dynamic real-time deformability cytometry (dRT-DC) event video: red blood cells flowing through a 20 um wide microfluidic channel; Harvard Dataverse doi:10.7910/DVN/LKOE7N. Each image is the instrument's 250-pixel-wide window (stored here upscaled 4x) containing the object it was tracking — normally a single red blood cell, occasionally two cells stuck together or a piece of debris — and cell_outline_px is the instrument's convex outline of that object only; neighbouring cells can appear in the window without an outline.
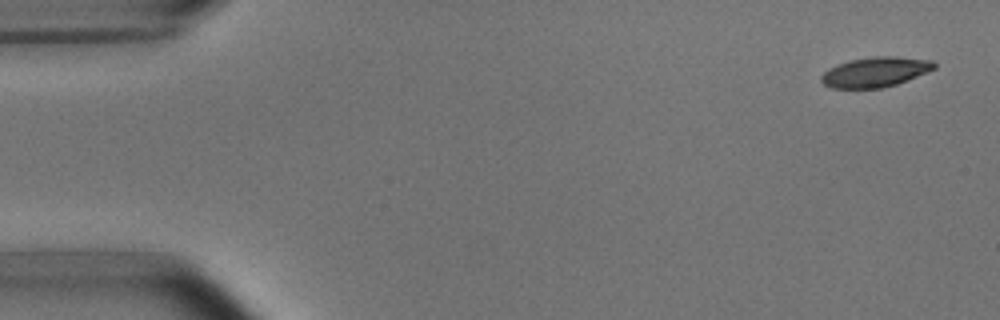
{"species": "common noctule bat (a hibernating species)", "species_latin": "Nyctalus noctula", "temperature_condition": "room temperature", "stored_images_in_passage": 6, "camera_frame_rate_fps": 3000, "um_per_image_px": 0.085, "animal": {"sex": "male", "body_mass_g": 15.6}, "frame": {"image": 1, "passage_image": 1, "time_ms": 0.0, "image_size_px": [1000, 320], "cell_outline_px": [[936, 68], [896, 84], [880, 88], [832, 88], [824, 84], [820, 80], [820, 76], [828, 68], [852, 60], [872, 56], [896, 56], [932, 60], [936, 64]], "centroid_in_image_um": [74.39, 6.11], "position_along_channel_um": 10.6, "area_um2": 19.54}}